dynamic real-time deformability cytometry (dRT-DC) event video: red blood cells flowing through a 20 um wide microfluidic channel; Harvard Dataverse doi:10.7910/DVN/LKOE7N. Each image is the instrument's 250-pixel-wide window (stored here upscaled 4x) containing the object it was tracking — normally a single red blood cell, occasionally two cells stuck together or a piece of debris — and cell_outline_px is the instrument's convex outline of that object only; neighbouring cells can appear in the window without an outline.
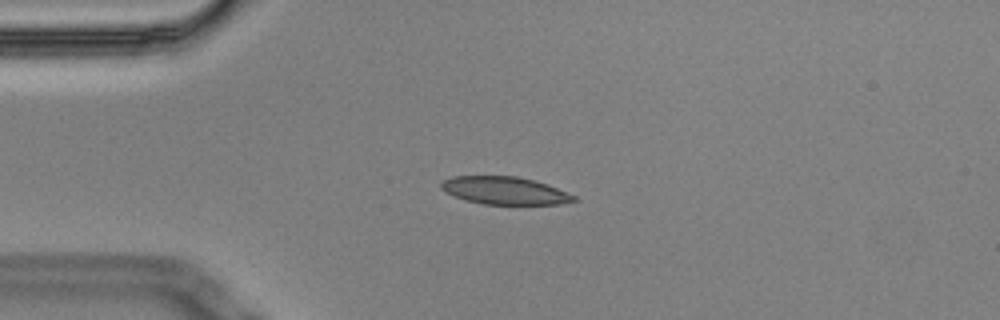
{"species": "Egyptian fruit bat (a non-hibernating species)", "species_latin": "Rousettus aegyptiacus", "temperature_condition": "cold", "stored_images_in_passage": 3, "camera_frame_rate_fps": 3000, "um_per_image_px": 0.085, "animal": {"sex": "male"}, "frame": {"image": 1, "passage_image": 3, "time_ms": 0.667, "image_size_px": [1000, 320], "cell_outline_px": [[576, 200], [560, 204], [484, 204], [468, 200], [444, 192], [440, 188], [440, 184], [444, 180], [452, 176], [516, 176], [532, 180], [556, 188], [576, 196]], "centroid_in_image_um": [42.86, 16.19], "position_along_channel_um": 42.1, "area_um2": 21.04}}